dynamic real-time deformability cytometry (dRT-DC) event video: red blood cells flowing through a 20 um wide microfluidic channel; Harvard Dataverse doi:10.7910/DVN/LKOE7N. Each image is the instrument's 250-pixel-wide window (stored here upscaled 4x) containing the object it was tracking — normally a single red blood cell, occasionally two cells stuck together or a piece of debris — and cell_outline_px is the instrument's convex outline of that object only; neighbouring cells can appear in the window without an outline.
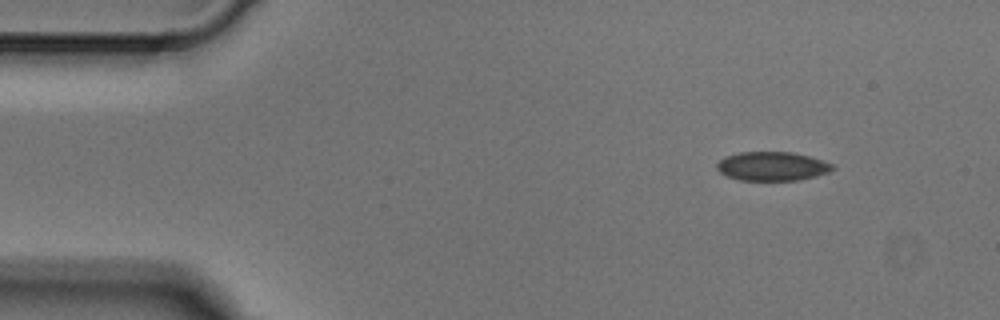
{"species": "Egyptian fruit bat (a non-hibernating species)", "species_latin": "Rousettus aegyptiacus", "temperature_condition": "cold", "stored_images_in_passage": 4, "camera_frame_rate_fps": 3000, "um_per_image_px": 0.085, "animal": {"sex": "male"}, "frame": {"image": 1, "passage_image": 1, "time_ms": 0.0, "image_size_px": [1000, 320], "cell_outline_px": [[836, 168], [828, 172], [816, 176], [796, 180], [736, 180], [720, 172], [716, 168], [716, 164], [724, 156], [740, 152], [792, 152], [808, 156], [832, 164]], "centroid_in_image_um": [65.6, 14.13], "position_along_channel_um": 19.4, "area_um2": 19.42}}
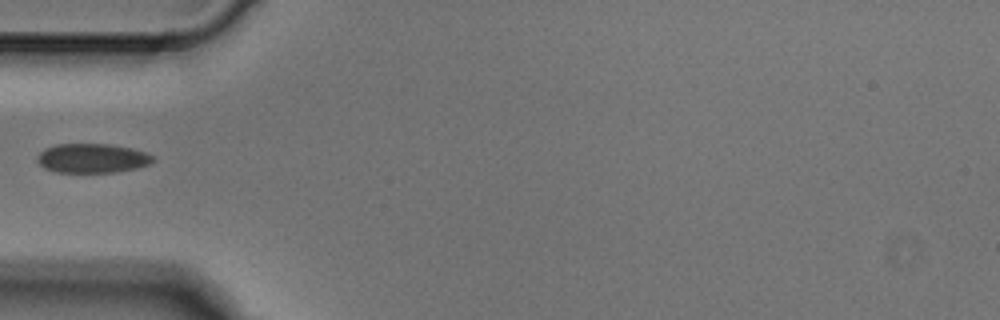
{"frame": {"image": 2, "passage_image": 4, "time_ms": 1.0, "image_size_px": [1000, 320], "cell_outline_px": [[156, 160], [148, 164], [136, 168], [116, 172], [56, 172], [44, 168], [36, 160], [36, 156], [44, 148], [56, 144], [112, 144], [132, 148], [144, 152], [152, 156]], "centroid_in_image_um": [7.81, 13.44], "position_along_channel_um": 77.2, "area_um2": 19.83}}